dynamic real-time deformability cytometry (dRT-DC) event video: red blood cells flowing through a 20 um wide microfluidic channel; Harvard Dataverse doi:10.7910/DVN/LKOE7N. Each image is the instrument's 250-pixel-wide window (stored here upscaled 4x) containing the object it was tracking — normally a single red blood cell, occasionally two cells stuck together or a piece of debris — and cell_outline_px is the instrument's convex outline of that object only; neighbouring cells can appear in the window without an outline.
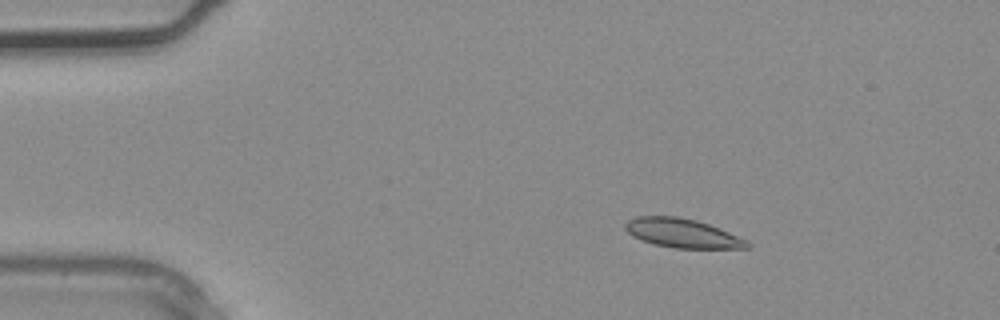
{"species": "common noctule bat (a hibernating species)", "species_latin": "Nyctalus noctula", "temperature_condition": "warm", "stored_images_in_passage": 3, "camera_frame_rate_fps": 3000, "um_per_image_px": 0.085, "animal": {"sex": "male", "body_mass_g": 20.4}, "frame": {"image": 1, "passage_image": 2, "time_ms": 0.333, "image_size_px": [1000, 320], "cell_outline_px": [[752, 248], [676, 248], [652, 244], [632, 236], [624, 228], [624, 224], [628, 220], [636, 216], [676, 216], [696, 220], [720, 228], [748, 240], [752, 244]], "centroid_in_image_um": [58.02, 19.82], "position_along_channel_um": 27.0, "area_um2": 20.81}}